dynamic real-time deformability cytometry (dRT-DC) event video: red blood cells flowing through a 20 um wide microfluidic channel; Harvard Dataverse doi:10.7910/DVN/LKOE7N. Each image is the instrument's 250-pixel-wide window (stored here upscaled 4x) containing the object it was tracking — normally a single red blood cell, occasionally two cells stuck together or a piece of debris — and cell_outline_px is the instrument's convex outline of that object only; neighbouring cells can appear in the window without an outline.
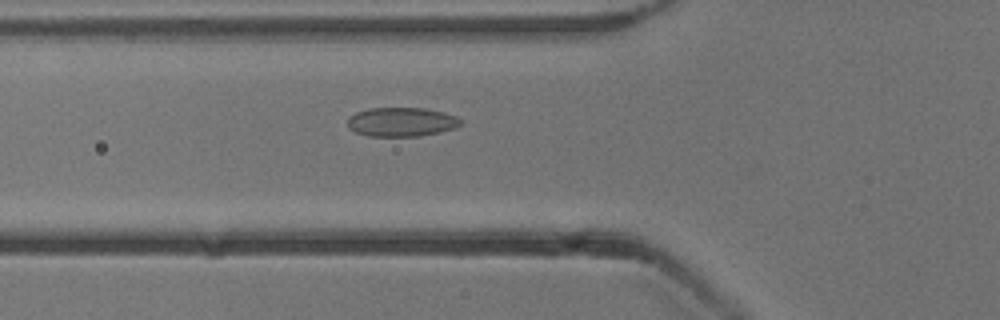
{"species": "common noctule bat (a hibernating species)", "species_latin": "Nyctalus noctula", "temperature_condition": "cold", "stored_images_in_passage": 50, "camera_frame_rate_fps": 3000, "um_per_image_px": 0.085, "animal": {"sex": "male", "body_mass_g": 13.3}, "frame": {"image": 1, "passage_image": 16, "time_ms": 5.0, "image_size_px": [1000, 320], "cell_outline_px": [[460, 124], [456, 128], [440, 132], [420, 136], [368, 136], [356, 132], [348, 128], [348, 116], [356, 112], [368, 108], [424, 108], [444, 112], [456, 116], [460, 120]], "centroid_in_image_um": [34.11, 10.36], "position_along_channel_um": 91.7, "area_um2": 19.25}}
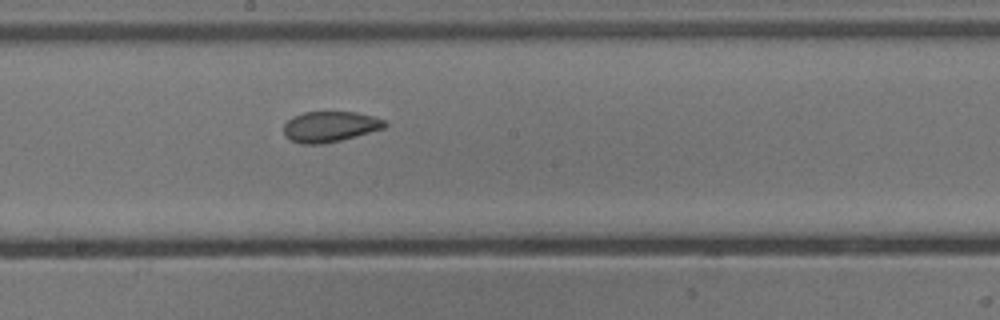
{"frame": {"image": 2, "passage_image": 26, "time_ms": 8.333, "image_size_px": [1000, 320], "cell_outline_px": [[388, 124], [384, 128], [356, 136], [340, 140], [320, 144], [300, 144], [284, 136], [284, 124], [292, 116], [304, 112], [356, 112], [372, 116], [384, 120]], "centroid_in_image_um": [28.02, 10.76], "position_along_channel_um": 220.2, "area_um2": 17.98}}
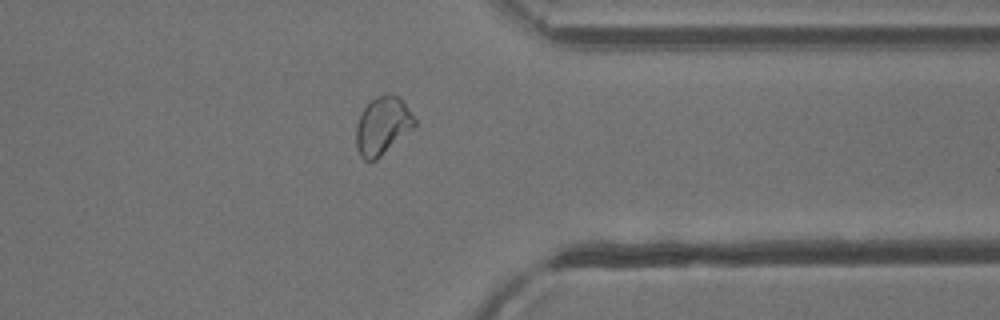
{"frame": {"image": 3, "passage_image": 39, "time_ms": 12.667, "image_size_px": [1000, 320], "cell_outline_px": [[416, 124], [412, 128], [376, 160], [364, 160], [360, 156], [356, 148], [356, 124], [360, 112], [368, 100], [376, 96], [400, 96], [416, 120]], "centroid_in_image_um": [32.47, 10.68], "position_along_channel_um": 378.9, "area_um2": 19.59}, "authors_computed_cell_mechanics": {"area_um2": 19.5653, "velocity_mm_per_s": 3.8322, "shape_relaxation_time_tau1_ms": null, "shape_relaxation_time_tau2_ms": 1.5456, "deformation_change_tau1": null, "deformation_change_tau2": 0.0496}}